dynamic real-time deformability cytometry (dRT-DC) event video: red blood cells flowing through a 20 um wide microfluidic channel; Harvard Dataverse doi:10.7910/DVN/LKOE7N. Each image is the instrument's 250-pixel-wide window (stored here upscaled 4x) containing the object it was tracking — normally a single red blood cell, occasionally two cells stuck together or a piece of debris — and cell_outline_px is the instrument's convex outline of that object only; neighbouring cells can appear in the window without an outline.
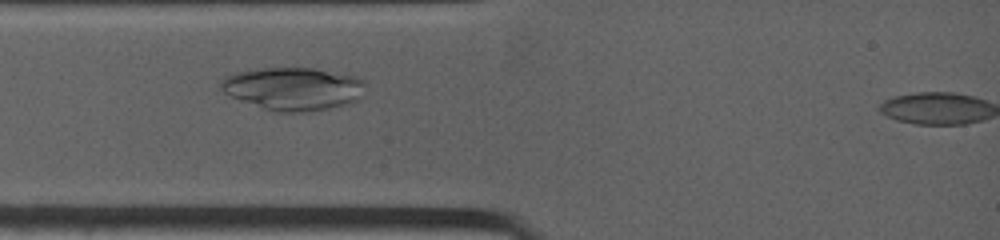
{"species": "common noctule bat (a hibernating species)", "species_latin": "Nyctalus noctula", "temperature_condition": "warm", "stored_images_in_passage": 12, "camera_frame_rate_fps": 4500, "um_per_image_px": 0.085, "animal": {"sex": "female", "body_mass_g": 19.0, "forearm_length_mm": 53.3}, "frame": {"image": 1, "passage_image": 11, "time_ms": 2.444, "image_size_px": [1000, 240], "cell_outline_px": [[364, 96], [348, 104], [328, 108], [304, 112], [280, 112], [264, 108], [232, 96], [224, 92], [220, 88], [220, 80], [224, 76], [236, 72], [260, 68], [312, 68], [356, 76], [364, 80]], "centroid_in_image_um": [24.94, 7.53], "position_along_channel_um": 60.1, "area_um2": 35.95}}